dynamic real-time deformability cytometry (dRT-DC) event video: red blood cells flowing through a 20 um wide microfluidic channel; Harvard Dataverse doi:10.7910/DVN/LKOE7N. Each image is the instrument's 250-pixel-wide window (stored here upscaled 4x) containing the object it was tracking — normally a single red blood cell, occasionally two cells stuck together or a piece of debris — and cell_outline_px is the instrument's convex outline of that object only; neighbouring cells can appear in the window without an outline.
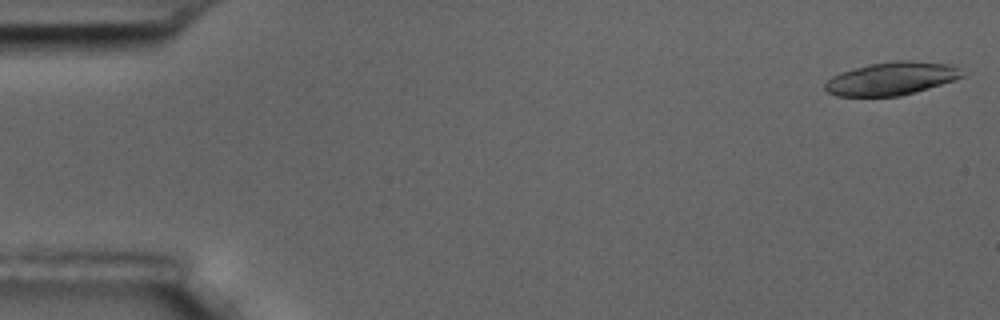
{"species": "common noctule bat (a hibernating species)", "species_latin": "Nyctalus noctula", "temperature_condition": "room temperature", "stored_images_in_passage": 5, "camera_frame_rate_fps": 3000, "um_per_image_px": 0.085, "animal": {"sex": "male", "body_mass_g": 17.5, "forearm_length_mm": 52.3}, "frame": {"image": 1, "passage_image": 1, "time_ms": 0.0, "image_size_px": [1000, 320], "cell_outline_px": [[964, 76], [916, 92], [900, 96], [836, 96], [828, 92], [824, 88], [824, 84], [832, 76], [840, 72], [868, 64], [896, 60], [908, 60], [952, 64]], "centroid_in_image_um": [75.72, 6.67], "position_along_channel_um": 9.3, "area_um2": 26.24}}